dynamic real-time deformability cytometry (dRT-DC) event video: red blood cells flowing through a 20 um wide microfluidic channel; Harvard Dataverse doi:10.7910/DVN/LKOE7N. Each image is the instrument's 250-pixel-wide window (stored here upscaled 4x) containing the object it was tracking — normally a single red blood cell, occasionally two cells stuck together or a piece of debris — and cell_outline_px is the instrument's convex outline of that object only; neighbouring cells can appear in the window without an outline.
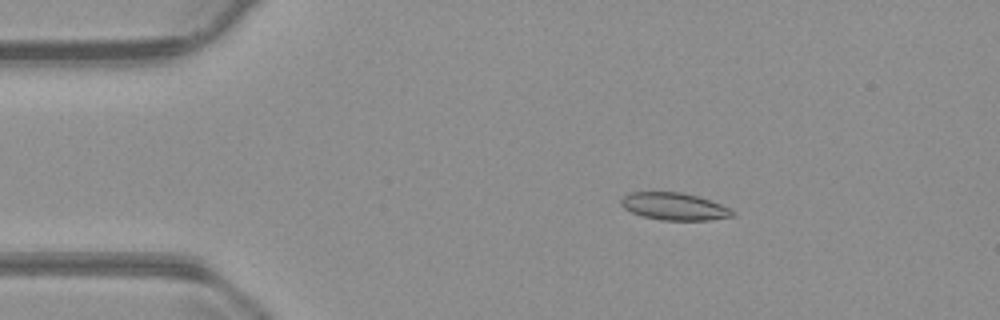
{"species": "common noctule bat (a hibernating species)", "species_latin": "Nyctalus noctula", "temperature_condition": "warm", "stored_images_in_passage": 50, "camera_frame_rate_fps": 3000, "um_per_image_px": 0.085, "animal": {"sex": "male", "body_mass_g": 23.1, "forearm_length_mm": 52.7}, "frame": {"image": 1, "passage_image": 4, "time_ms": 1.0, "image_size_px": [1000, 320], "cell_outline_px": [[732, 216], [708, 220], [660, 220], [644, 216], [632, 212], [624, 208], [620, 204], [620, 200], [628, 192], [680, 192], [700, 196], [720, 204], [728, 208], [732, 212]], "centroid_in_image_um": [57.26, 17.53], "position_along_channel_um": 27.7, "area_um2": 17.57}}
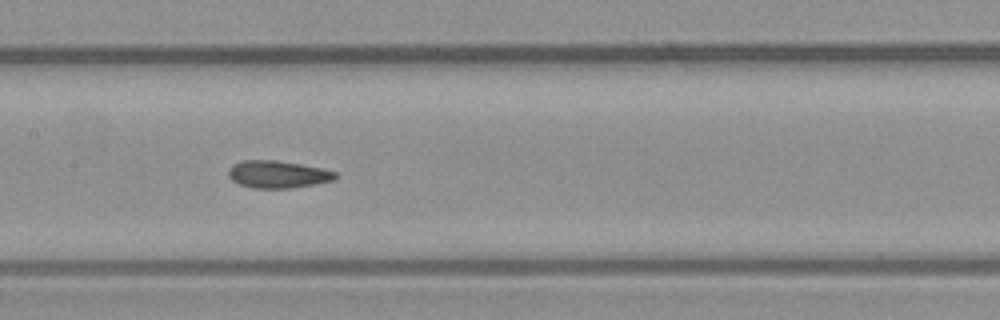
{"frame": {"image": 2, "passage_image": 21, "time_ms": 6.667, "image_size_px": [1000, 320], "cell_outline_px": [[340, 176], [336, 180], [292, 188], [252, 188], [240, 184], [232, 180], [228, 176], [228, 168], [232, 164], [240, 160], [276, 160], [324, 168], [336, 172]], "centroid_in_image_um": [23.63, 14.81], "position_along_channel_um": 183.8, "area_um2": 17.34}}
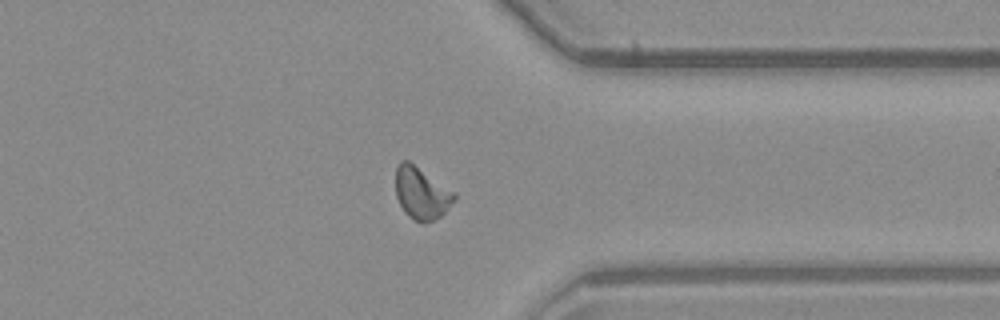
{"frame": {"image": 3, "passage_image": 37, "time_ms": 12.0, "image_size_px": [1000, 320], "cell_outline_px": [[456, 200], [440, 216], [432, 220], [412, 220], [404, 212], [396, 196], [396, 168], [400, 160], [408, 160], [456, 192]], "centroid_in_image_um": [35.83, 16.39], "position_along_channel_um": 375.6, "area_um2": 17.69}, "authors_computed_cell_mechanics": {"area_um2": 17.2244, "velocity_mm_per_s": 3.7248, "shape_relaxation_time_tau1_ms": 6.1302, "shape_relaxation_time_tau2_ms": 1.7537, "deformation_change_tau1": 0.1515, "deformation_change_tau2": 0.0877}}